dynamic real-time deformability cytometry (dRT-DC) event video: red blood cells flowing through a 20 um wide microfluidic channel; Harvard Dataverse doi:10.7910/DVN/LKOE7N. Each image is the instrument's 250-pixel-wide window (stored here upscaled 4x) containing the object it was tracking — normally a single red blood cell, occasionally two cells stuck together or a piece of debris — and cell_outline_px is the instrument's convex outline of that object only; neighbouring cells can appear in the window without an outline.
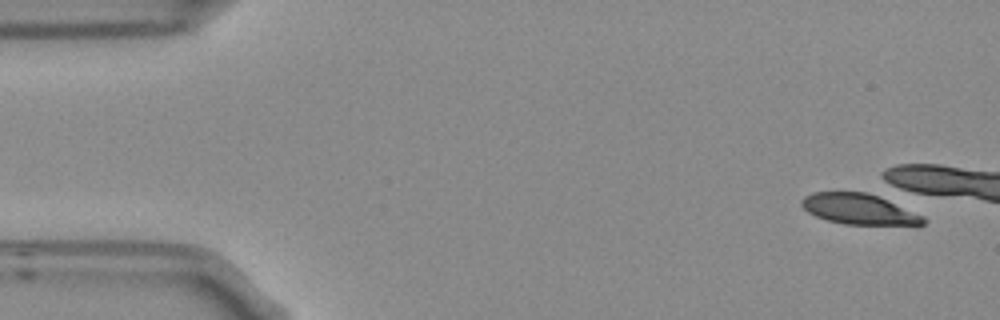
{"species": "Egyptian fruit bat (a non-hibernating species)", "species_latin": "Rousettus aegyptiacus", "temperature_condition": "room temperature", "stored_images_in_passage": 1, "camera_frame_rate_fps": 3000, "um_per_image_px": 0.085, "frame": {"image": 1, "passage_image": 1, "time_ms": 0.0, "image_size_px": [1000, 320], "cell_outline_px": [[928, 220], [924, 224], [916, 228], [844, 224], [828, 220], [816, 216], [808, 212], [800, 204], [800, 200], [804, 196], [812, 192], [868, 192], [924, 216]], "centroid_in_image_um": [73.13, 17.83], "position_along_channel_um": 11.9, "area_um2": 22.54}}